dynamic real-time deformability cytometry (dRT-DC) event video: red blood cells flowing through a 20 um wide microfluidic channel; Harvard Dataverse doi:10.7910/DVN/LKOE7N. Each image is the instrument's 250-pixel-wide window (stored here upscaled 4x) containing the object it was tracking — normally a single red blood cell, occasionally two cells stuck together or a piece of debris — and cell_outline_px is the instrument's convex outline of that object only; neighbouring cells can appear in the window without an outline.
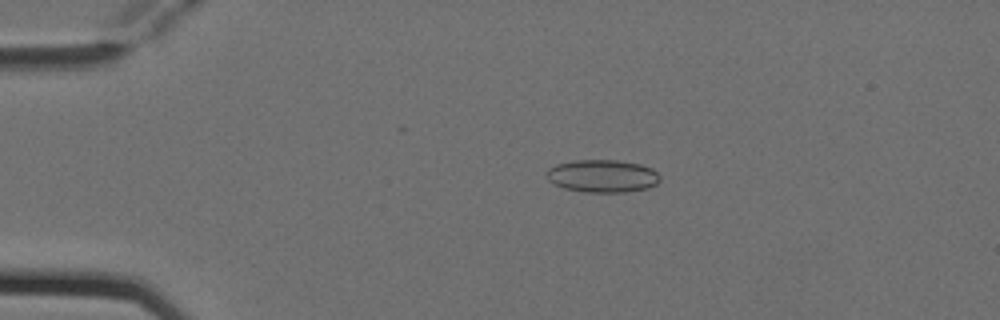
{"species": "Egyptian fruit bat (a non-hibernating species)", "species_latin": "Rousettus aegyptiacus", "temperature_condition": "cold", "stored_images_in_passage": 5, "camera_frame_rate_fps": 3000, "um_per_image_px": 0.085, "animal": {"sex": "female"}, "frame": {"image": 1, "passage_image": 2, "time_ms": 0.333, "image_size_px": [1000, 320], "cell_outline_px": [[660, 180], [656, 184], [648, 188], [624, 192], [584, 192], [564, 188], [552, 184], [548, 180], [548, 168], [556, 164], [572, 160], [616, 160], [640, 164], [652, 168], [660, 176]], "centroid_in_image_um": [51.2, 14.96], "position_along_channel_um": 33.8, "area_um2": 21.68}}
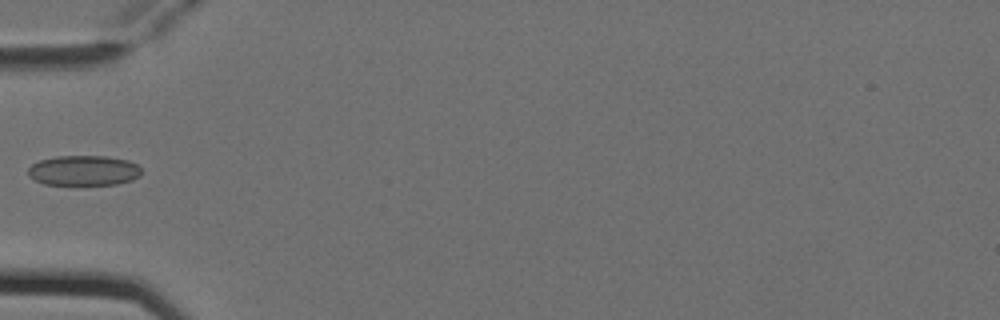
{"frame": {"image": 2, "passage_image": 4, "time_ms": 1.0, "image_size_px": [1000, 320], "cell_outline_px": [[140, 176], [132, 180], [116, 184], [44, 184], [28, 176], [28, 168], [32, 164], [40, 160], [56, 156], [108, 156], [128, 160], [136, 164], [140, 168]], "centroid_in_image_um": [7.11, 14.48], "position_along_channel_um": 77.9, "area_um2": 19.83}}
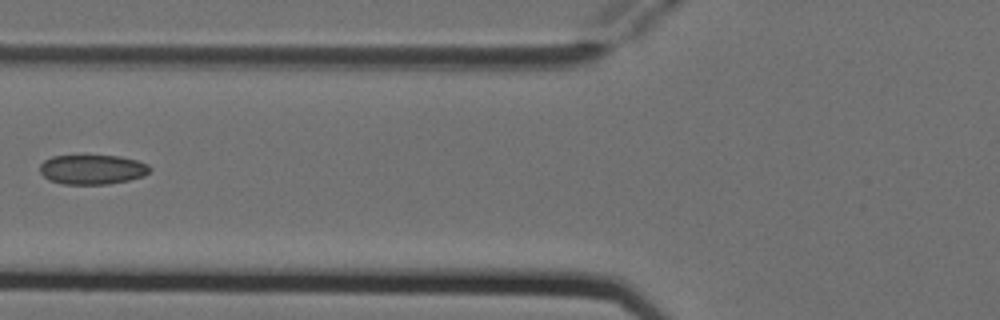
{"frame": {"image": 3, "passage_image": 5, "time_ms": 1.333, "image_size_px": [1000, 320], "cell_outline_px": [[152, 168], [144, 176], [128, 180], [108, 184], [64, 184], [48, 180], [40, 172], [40, 164], [44, 160], [52, 156], [120, 156], [136, 160], [148, 164]], "centroid_in_image_um": [7.84, 14.41], "position_along_channel_um": 118.0, "area_um2": 18.96}}